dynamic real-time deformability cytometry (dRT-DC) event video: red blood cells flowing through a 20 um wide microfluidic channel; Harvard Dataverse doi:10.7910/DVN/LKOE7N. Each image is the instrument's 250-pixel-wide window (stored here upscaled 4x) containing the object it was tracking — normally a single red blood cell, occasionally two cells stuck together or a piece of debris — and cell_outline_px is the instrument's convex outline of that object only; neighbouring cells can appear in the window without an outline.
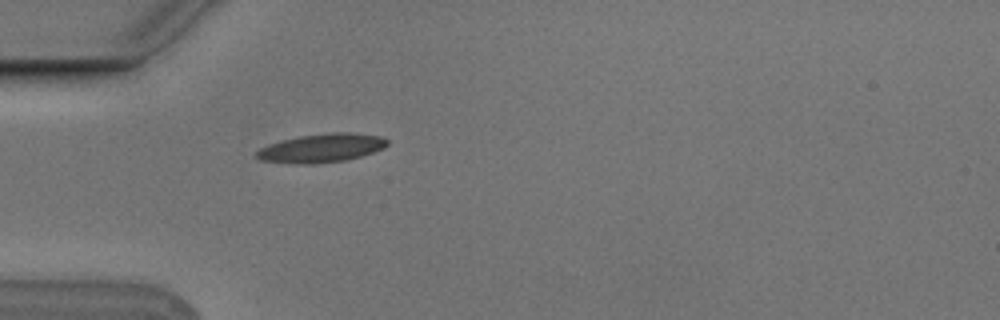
{"species": "Egyptian fruit bat (a non-hibernating species)", "species_latin": "Rousettus aegyptiacus", "temperature_condition": "cold", "stored_images_in_passage": 1, "camera_frame_rate_fps": 3000, "um_per_image_px": 0.085, "animal": {"sex": "male"}, "frame": {"image": 1, "passage_image": 1, "time_ms": 0.0, "image_size_px": [1000, 320], "cell_outline_px": [[388, 144], [384, 148], [360, 156], [344, 160], [312, 164], [300, 164], [260, 160], [256, 156], [256, 152], [260, 148], [268, 144], [300, 136], [332, 132], [348, 132], [380, 136], [388, 140]], "centroid_in_image_um": [27.33, 12.58], "position_along_channel_um": 57.7, "area_um2": 21.56}}